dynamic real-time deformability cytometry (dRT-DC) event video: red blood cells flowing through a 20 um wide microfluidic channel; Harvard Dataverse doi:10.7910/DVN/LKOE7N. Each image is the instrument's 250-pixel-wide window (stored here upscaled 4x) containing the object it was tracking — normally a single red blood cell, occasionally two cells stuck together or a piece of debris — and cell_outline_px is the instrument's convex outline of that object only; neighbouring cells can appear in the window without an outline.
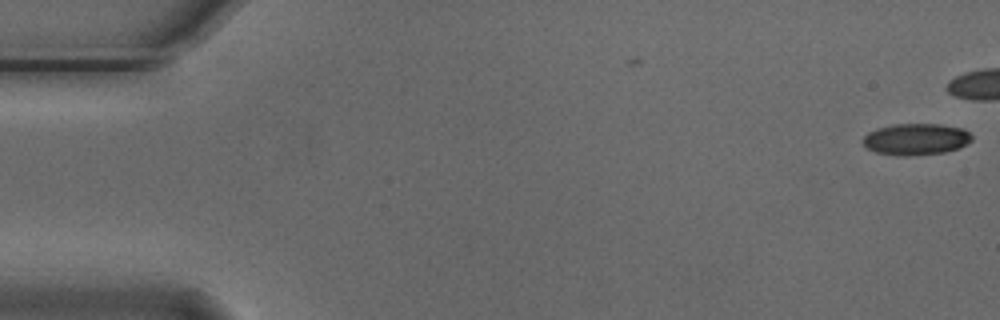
{"species": "Egyptian fruit bat (a non-hibernating species)", "species_latin": "Rousettus aegyptiacus", "temperature_condition": "cold", "stored_images_in_passage": 2, "camera_frame_rate_fps": 3000, "um_per_image_px": 0.085, "animal": {"sex": "male"}, "frame": {"image": 1, "passage_image": 2, "time_ms": 0.333, "image_size_px": [1000, 320], "cell_outline_px": [[972, 140], [960, 148], [944, 152], [908, 156], [900, 156], [876, 152], [868, 148], [864, 144], [864, 136], [868, 132], [876, 128], [892, 124], [940, 124], [964, 128], [972, 136]], "centroid_in_image_um": [77.88, 11.82], "position_along_channel_um": 7.1, "area_um2": 20.06}}